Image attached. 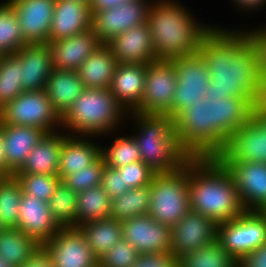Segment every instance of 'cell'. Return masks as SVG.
<instances>
[{
	"mask_svg": "<svg viewBox=\"0 0 266 267\" xmlns=\"http://www.w3.org/2000/svg\"><path fill=\"white\" fill-rule=\"evenodd\" d=\"M198 52L206 62L211 79L206 97H249L257 105L266 99L257 50L247 32L214 28L204 38Z\"/></svg>",
	"mask_w": 266,
	"mask_h": 267,
	"instance_id": "cell-1",
	"label": "cell"
},
{
	"mask_svg": "<svg viewBox=\"0 0 266 267\" xmlns=\"http://www.w3.org/2000/svg\"><path fill=\"white\" fill-rule=\"evenodd\" d=\"M188 186L190 210L217 224L235 219L245 211L233 177L216 157L188 161Z\"/></svg>",
	"mask_w": 266,
	"mask_h": 267,
	"instance_id": "cell-2",
	"label": "cell"
},
{
	"mask_svg": "<svg viewBox=\"0 0 266 267\" xmlns=\"http://www.w3.org/2000/svg\"><path fill=\"white\" fill-rule=\"evenodd\" d=\"M176 3L159 0L149 8L147 24L158 59L197 53L204 38L214 29L197 24L187 9Z\"/></svg>",
	"mask_w": 266,
	"mask_h": 267,
	"instance_id": "cell-3",
	"label": "cell"
},
{
	"mask_svg": "<svg viewBox=\"0 0 266 267\" xmlns=\"http://www.w3.org/2000/svg\"><path fill=\"white\" fill-rule=\"evenodd\" d=\"M139 122L137 141L141 160L155 173L180 170L192 158L180 145L173 130V118L167 114L131 112Z\"/></svg>",
	"mask_w": 266,
	"mask_h": 267,
	"instance_id": "cell-4",
	"label": "cell"
},
{
	"mask_svg": "<svg viewBox=\"0 0 266 267\" xmlns=\"http://www.w3.org/2000/svg\"><path fill=\"white\" fill-rule=\"evenodd\" d=\"M126 113L110 88H85L61 117V126L93 136L111 131Z\"/></svg>",
	"mask_w": 266,
	"mask_h": 267,
	"instance_id": "cell-5",
	"label": "cell"
},
{
	"mask_svg": "<svg viewBox=\"0 0 266 267\" xmlns=\"http://www.w3.org/2000/svg\"><path fill=\"white\" fill-rule=\"evenodd\" d=\"M173 130L192 158L216 157L227 143L213 129L212 102L206 97L177 113L173 117Z\"/></svg>",
	"mask_w": 266,
	"mask_h": 267,
	"instance_id": "cell-6",
	"label": "cell"
},
{
	"mask_svg": "<svg viewBox=\"0 0 266 267\" xmlns=\"http://www.w3.org/2000/svg\"><path fill=\"white\" fill-rule=\"evenodd\" d=\"M148 215L171 228L190 210L188 162L172 173L155 174Z\"/></svg>",
	"mask_w": 266,
	"mask_h": 267,
	"instance_id": "cell-7",
	"label": "cell"
},
{
	"mask_svg": "<svg viewBox=\"0 0 266 267\" xmlns=\"http://www.w3.org/2000/svg\"><path fill=\"white\" fill-rule=\"evenodd\" d=\"M0 122L14 126L40 128L55 132L61 117L53 109L45 90L24 91L0 109ZM60 124V125H59Z\"/></svg>",
	"mask_w": 266,
	"mask_h": 267,
	"instance_id": "cell-8",
	"label": "cell"
},
{
	"mask_svg": "<svg viewBox=\"0 0 266 267\" xmlns=\"http://www.w3.org/2000/svg\"><path fill=\"white\" fill-rule=\"evenodd\" d=\"M217 240L239 262L266 243V213L245 210L237 218L218 224Z\"/></svg>",
	"mask_w": 266,
	"mask_h": 267,
	"instance_id": "cell-9",
	"label": "cell"
},
{
	"mask_svg": "<svg viewBox=\"0 0 266 267\" xmlns=\"http://www.w3.org/2000/svg\"><path fill=\"white\" fill-rule=\"evenodd\" d=\"M176 68L177 87L173 106L167 113L173 118L186 107L206 97V90L211 79L209 69L202 55L197 52L192 55L170 59Z\"/></svg>",
	"mask_w": 266,
	"mask_h": 267,
	"instance_id": "cell-10",
	"label": "cell"
},
{
	"mask_svg": "<svg viewBox=\"0 0 266 267\" xmlns=\"http://www.w3.org/2000/svg\"><path fill=\"white\" fill-rule=\"evenodd\" d=\"M176 80V68L171 60L159 59L147 64L143 97L133 111L167 114L173 106Z\"/></svg>",
	"mask_w": 266,
	"mask_h": 267,
	"instance_id": "cell-11",
	"label": "cell"
},
{
	"mask_svg": "<svg viewBox=\"0 0 266 267\" xmlns=\"http://www.w3.org/2000/svg\"><path fill=\"white\" fill-rule=\"evenodd\" d=\"M42 248L53 267H98V259L80 228L62 227Z\"/></svg>",
	"mask_w": 266,
	"mask_h": 267,
	"instance_id": "cell-12",
	"label": "cell"
},
{
	"mask_svg": "<svg viewBox=\"0 0 266 267\" xmlns=\"http://www.w3.org/2000/svg\"><path fill=\"white\" fill-rule=\"evenodd\" d=\"M151 3L145 0H129L109 9L93 13L92 28L101 43H108L131 27L147 22Z\"/></svg>",
	"mask_w": 266,
	"mask_h": 267,
	"instance_id": "cell-13",
	"label": "cell"
},
{
	"mask_svg": "<svg viewBox=\"0 0 266 267\" xmlns=\"http://www.w3.org/2000/svg\"><path fill=\"white\" fill-rule=\"evenodd\" d=\"M122 238L139 254L171 252L172 228L154 220L148 214L121 222Z\"/></svg>",
	"mask_w": 266,
	"mask_h": 267,
	"instance_id": "cell-14",
	"label": "cell"
},
{
	"mask_svg": "<svg viewBox=\"0 0 266 267\" xmlns=\"http://www.w3.org/2000/svg\"><path fill=\"white\" fill-rule=\"evenodd\" d=\"M218 224L199 212L189 210L172 227L171 253L179 257L217 240Z\"/></svg>",
	"mask_w": 266,
	"mask_h": 267,
	"instance_id": "cell-15",
	"label": "cell"
},
{
	"mask_svg": "<svg viewBox=\"0 0 266 267\" xmlns=\"http://www.w3.org/2000/svg\"><path fill=\"white\" fill-rule=\"evenodd\" d=\"M216 158L221 163H266V129L253 117L228 138Z\"/></svg>",
	"mask_w": 266,
	"mask_h": 267,
	"instance_id": "cell-16",
	"label": "cell"
},
{
	"mask_svg": "<svg viewBox=\"0 0 266 267\" xmlns=\"http://www.w3.org/2000/svg\"><path fill=\"white\" fill-rule=\"evenodd\" d=\"M229 171L245 210L266 209V163H222Z\"/></svg>",
	"mask_w": 266,
	"mask_h": 267,
	"instance_id": "cell-17",
	"label": "cell"
},
{
	"mask_svg": "<svg viewBox=\"0 0 266 267\" xmlns=\"http://www.w3.org/2000/svg\"><path fill=\"white\" fill-rule=\"evenodd\" d=\"M21 26L28 44L47 43L51 31L55 0H7Z\"/></svg>",
	"mask_w": 266,
	"mask_h": 267,
	"instance_id": "cell-18",
	"label": "cell"
},
{
	"mask_svg": "<svg viewBox=\"0 0 266 267\" xmlns=\"http://www.w3.org/2000/svg\"><path fill=\"white\" fill-rule=\"evenodd\" d=\"M212 102L213 129L227 142L240 127L250 122L257 104L249 97H206Z\"/></svg>",
	"mask_w": 266,
	"mask_h": 267,
	"instance_id": "cell-19",
	"label": "cell"
},
{
	"mask_svg": "<svg viewBox=\"0 0 266 267\" xmlns=\"http://www.w3.org/2000/svg\"><path fill=\"white\" fill-rule=\"evenodd\" d=\"M17 228L42 246L62 227L53 218L48 203L22 193Z\"/></svg>",
	"mask_w": 266,
	"mask_h": 267,
	"instance_id": "cell-20",
	"label": "cell"
},
{
	"mask_svg": "<svg viewBox=\"0 0 266 267\" xmlns=\"http://www.w3.org/2000/svg\"><path fill=\"white\" fill-rule=\"evenodd\" d=\"M107 44L118 63L147 65L159 60L154 52L147 22L118 34Z\"/></svg>",
	"mask_w": 266,
	"mask_h": 267,
	"instance_id": "cell-21",
	"label": "cell"
},
{
	"mask_svg": "<svg viewBox=\"0 0 266 267\" xmlns=\"http://www.w3.org/2000/svg\"><path fill=\"white\" fill-rule=\"evenodd\" d=\"M90 2L83 0H55L49 41L69 38L92 28Z\"/></svg>",
	"mask_w": 266,
	"mask_h": 267,
	"instance_id": "cell-22",
	"label": "cell"
},
{
	"mask_svg": "<svg viewBox=\"0 0 266 267\" xmlns=\"http://www.w3.org/2000/svg\"><path fill=\"white\" fill-rule=\"evenodd\" d=\"M47 44L55 69L76 71L102 43L90 28L69 38L48 41Z\"/></svg>",
	"mask_w": 266,
	"mask_h": 267,
	"instance_id": "cell-23",
	"label": "cell"
},
{
	"mask_svg": "<svg viewBox=\"0 0 266 267\" xmlns=\"http://www.w3.org/2000/svg\"><path fill=\"white\" fill-rule=\"evenodd\" d=\"M21 61V84L24 91L44 90L54 70L47 43L27 44L15 53Z\"/></svg>",
	"mask_w": 266,
	"mask_h": 267,
	"instance_id": "cell-24",
	"label": "cell"
},
{
	"mask_svg": "<svg viewBox=\"0 0 266 267\" xmlns=\"http://www.w3.org/2000/svg\"><path fill=\"white\" fill-rule=\"evenodd\" d=\"M5 160L7 167L16 173L24 164L28 154L46 132L40 128L2 124Z\"/></svg>",
	"mask_w": 266,
	"mask_h": 267,
	"instance_id": "cell-25",
	"label": "cell"
},
{
	"mask_svg": "<svg viewBox=\"0 0 266 267\" xmlns=\"http://www.w3.org/2000/svg\"><path fill=\"white\" fill-rule=\"evenodd\" d=\"M146 78V65L118 63L110 85L113 96L127 108L133 111L143 97Z\"/></svg>",
	"mask_w": 266,
	"mask_h": 267,
	"instance_id": "cell-26",
	"label": "cell"
},
{
	"mask_svg": "<svg viewBox=\"0 0 266 267\" xmlns=\"http://www.w3.org/2000/svg\"><path fill=\"white\" fill-rule=\"evenodd\" d=\"M117 66L110 46L102 43L76 71L85 88H110Z\"/></svg>",
	"mask_w": 266,
	"mask_h": 267,
	"instance_id": "cell-27",
	"label": "cell"
},
{
	"mask_svg": "<svg viewBox=\"0 0 266 267\" xmlns=\"http://www.w3.org/2000/svg\"><path fill=\"white\" fill-rule=\"evenodd\" d=\"M58 134L46 133L16 173L58 175L61 146L66 136Z\"/></svg>",
	"mask_w": 266,
	"mask_h": 267,
	"instance_id": "cell-28",
	"label": "cell"
},
{
	"mask_svg": "<svg viewBox=\"0 0 266 267\" xmlns=\"http://www.w3.org/2000/svg\"><path fill=\"white\" fill-rule=\"evenodd\" d=\"M84 89L77 71L54 68L44 90L53 109L62 117Z\"/></svg>",
	"mask_w": 266,
	"mask_h": 267,
	"instance_id": "cell-29",
	"label": "cell"
},
{
	"mask_svg": "<svg viewBox=\"0 0 266 267\" xmlns=\"http://www.w3.org/2000/svg\"><path fill=\"white\" fill-rule=\"evenodd\" d=\"M101 149L99 145L96 146L85 138L77 139V136L66 134L60 152L59 178L62 180L78 170L86 169V166L91 165L101 155Z\"/></svg>",
	"mask_w": 266,
	"mask_h": 267,
	"instance_id": "cell-30",
	"label": "cell"
},
{
	"mask_svg": "<svg viewBox=\"0 0 266 267\" xmlns=\"http://www.w3.org/2000/svg\"><path fill=\"white\" fill-rule=\"evenodd\" d=\"M42 246L16 227L0 231V258L11 267H22Z\"/></svg>",
	"mask_w": 266,
	"mask_h": 267,
	"instance_id": "cell-31",
	"label": "cell"
},
{
	"mask_svg": "<svg viewBox=\"0 0 266 267\" xmlns=\"http://www.w3.org/2000/svg\"><path fill=\"white\" fill-rule=\"evenodd\" d=\"M79 228L98 260L123 237L121 222L113 218L92 221Z\"/></svg>",
	"mask_w": 266,
	"mask_h": 267,
	"instance_id": "cell-32",
	"label": "cell"
},
{
	"mask_svg": "<svg viewBox=\"0 0 266 267\" xmlns=\"http://www.w3.org/2000/svg\"><path fill=\"white\" fill-rule=\"evenodd\" d=\"M111 201L101 185L77 193L76 227L110 218Z\"/></svg>",
	"mask_w": 266,
	"mask_h": 267,
	"instance_id": "cell-33",
	"label": "cell"
},
{
	"mask_svg": "<svg viewBox=\"0 0 266 267\" xmlns=\"http://www.w3.org/2000/svg\"><path fill=\"white\" fill-rule=\"evenodd\" d=\"M151 201L150 185L131 188L111 201L110 218L117 221L142 216L149 213Z\"/></svg>",
	"mask_w": 266,
	"mask_h": 267,
	"instance_id": "cell-34",
	"label": "cell"
},
{
	"mask_svg": "<svg viewBox=\"0 0 266 267\" xmlns=\"http://www.w3.org/2000/svg\"><path fill=\"white\" fill-rule=\"evenodd\" d=\"M238 263L218 240L177 259V267H239Z\"/></svg>",
	"mask_w": 266,
	"mask_h": 267,
	"instance_id": "cell-35",
	"label": "cell"
},
{
	"mask_svg": "<svg viewBox=\"0 0 266 267\" xmlns=\"http://www.w3.org/2000/svg\"><path fill=\"white\" fill-rule=\"evenodd\" d=\"M24 92L21 61L15 54L0 55V109Z\"/></svg>",
	"mask_w": 266,
	"mask_h": 267,
	"instance_id": "cell-36",
	"label": "cell"
},
{
	"mask_svg": "<svg viewBox=\"0 0 266 267\" xmlns=\"http://www.w3.org/2000/svg\"><path fill=\"white\" fill-rule=\"evenodd\" d=\"M27 44L12 6L8 2L0 4V54H15Z\"/></svg>",
	"mask_w": 266,
	"mask_h": 267,
	"instance_id": "cell-37",
	"label": "cell"
},
{
	"mask_svg": "<svg viewBox=\"0 0 266 267\" xmlns=\"http://www.w3.org/2000/svg\"><path fill=\"white\" fill-rule=\"evenodd\" d=\"M21 195V186L14 176L0 178V223L4 228H17Z\"/></svg>",
	"mask_w": 266,
	"mask_h": 267,
	"instance_id": "cell-38",
	"label": "cell"
},
{
	"mask_svg": "<svg viewBox=\"0 0 266 267\" xmlns=\"http://www.w3.org/2000/svg\"><path fill=\"white\" fill-rule=\"evenodd\" d=\"M77 193L60 182L48 201L53 218L61 227H76Z\"/></svg>",
	"mask_w": 266,
	"mask_h": 267,
	"instance_id": "cell-39",
	"label": "cell"
},
{
	"mask_svg": "<svg viewBox=\"0 0 266 267\" xmlns=\"http://www.w3.org/2000/svg\"><path fill=\"white\" fill-rule=\"evenodd\" d=\"M105 165L110 168H121L136 161H142L137 141L134 137H119L108 150L101 149Z\"/></svg>",
	"mask_w": 266,
	"mask_h": 267,
	"instance_id": "cell-40",
	"label": "cell"
},
{
	"mask_svg": "<svg viewBox=\"0 0 266 267\" xmlns=\"http://www.w3.org/2000/svg\"><path fill=\"white\" fill-rule=\"evenodd\" d=\"M13 176L19 182L22 193L32 195L46 203L61 182L58 175L14 173Z\"/></svg>",
	"mask_w": 266,
	"mask_h": 267,
	"instance_id": "cell-41",
	"label": "cell"
},
{
	"mask_svg": "<svg viewBox=\"0 0 266 267\" xmlns=\"http://www.w3.org/2000/svg\"><path fill=\"white\" fill-rule=\"evenodd\" d=\"M104 167L105 162L100 155L91 165L86 166V169L78 170L64 177L61 182L76 193L88 190L101 185Z\"/></svg>",
	"mask_w": 266,
	"mask_h": 267,
	"instance_id": "cell-42",
	"label": "cell"
},
{
	"mask_svg": "<svg viewBox=\"0 0 266 267\" xmlns=\"http://www.w3.org/2000/svg\"><path fill=\"white\" fill-rule=\"evenodd\" d=\"M139 252L123 238L98 260L99 267H133Z\"/></svg>",
	"mask_w": 266,
	"mask_h": 267,
	"instance_id": "cell-43",
	"label": "cell"
},
{
	"mask_svg": "<svg viewBox=\"0 0 266 267\" xmlns=\"http://www.w3.org/2000/svg\"><path fill=\"white\" fill-rule=\"evenodd\" d=\"M122 175L125 185L131 188L150 185L155 173L143 162L136 161L121 168H117Z\"/></svg>",
	"mask_w": 266,
	"mask_h": 267,
	"instance_id": "cell-44",
	"label": "cell"
},
{
	"mask_svg": "<svg viewBox=\"0 0 266 267\" xmlns=\"http://www.w3.org/2000/svg\"><path fill=\"white\" fill-rule=\"evenodd\" d=\"M101 186L111 199L123 195L129 190L124 183L122 175H119V171L106 165L102 173Z\"/></svg>",
	"mask_w": 266,
	"mask_h": 267,
	"instance_id": "cell-45",
	"label": "cell"
},
{
	"mask_svg": "<svg viewBox=\"0 0 266 267\" xmlns=\"http://www.w3.org/2000/svg\"><path fill=\"white\" fill-rule=\"evenodd\" d=\"M247 34L257 50L260 78L266 86V28L251 33L248 31Z\"/></svg>",
	"mask_w": 266,
	"mask_h": 267,
	"instance_id": "cell-46",
	"label": "cell"
},
{
	"mask_svg": "<svg viewBox=\"0 0 266 267\" xmlns=\"http://www.w3.org/2000/svg\"><path fill=\"white\" fill-rule=\"evenodd\" d=\"M133 267H177V258L171 252L140 254Z\"/></svg>",
	"mask_w": 266,
	"mask_h": 267,
	"instance_id": "cell-47",
	"label": "cell"
},
{
	"mask_svg": "<svg viewBox=\"0 0 266 267\" xmlns=\"http://www.w3.org/2000/svg\"><path fill=\"white\" fill-rule=\"evenodd\" d=\"M238 265L239 267H266V243L245 255Z\"/></svg>",
	"mask_w": 266,
	"mask_h": 267,
	"instance_id": "cell-48",
	"label": "cell"
},
{
	"mask_svg": "<svg viewBox=\"0 0 266 267\" xmlns=\"http://www.w3.org/2000/svg\"><path fill=\"white\" fill-rule=\"evenodd\" d=\"M22 267H53V264L48 254L41 248Z\"/></svg>",
	"mask_w": 266,
	"mask_h": 267,
	"instance_id": "cell-49",
	"label": "cell"
},
{
	"mask_svg": "<svg viewBox=\"0 0 266 267\" xmlns=\"http://www.w3.org/2000/svg\"><path fill=\"white\" fill-rule=\"evenodd\" d=\"M129 0H91L90 7L92 14L102 9H109Z\"/></svg>",
	"mask_w": 266,
	"mask_h": 267,
	"instance_id": "cell-50",
	"label": "cell"
},
{
	"mask_svg": "<svg viewBox=\"0 0 266 267\" xmlns=\"http://www.w3.org/2000/svg\"><path fill=\"white\" fill-rule=\"evenodd\" d=\"M13 174L14 173L6 165L3 133L0 130V177H11Z\"/></svg>",
	"mask_w": 266,
	"mask_h": 267,
	"instance_id": "cell-51",
	"label": "cell"
},
{
	"mask_svg": "<svg viewBox=\"0 0 266 267\" xmlns=\"http://www.w3.org/2000/svg\"><path fill=\"white\" fill-rule=\"evenodd\" d=\"M253 117L266 129V99L256 106Z\"/></svg>",
	"mask_w": 266,
	"mask_h": 267,
	"instance_id": "cell-52",
	"label": "cell"
},
{
	"mask_svg": "<svg viewBox=\"0 0 266 267\" xmlns=\"http://www.w3.org/2000/svg\"><path fill=\"white\" fill-rule=\"evenodd\" d=\"M241 8H251L257 9V7L262 6L266 0H233Z\"/></svg>",
	"mask_w": 266,
	"mask_h": 267,
	"instance_id": "cell-53",
	"label": "cell"
},
{
	"mask_svg": "<svg viewBox=\"0 0 266 267\" xmlns=\"http://www.w3.org/2000/svg\"><path fill=\"white\" fill-rule=\"evenodd\" d=\"M0 267H11L3 259L0 258Z\"/></svg>",
	"mask_w": 266,
	"mask_h": 267,
	"instance_id": "cell-54",
	"label": "cell"
},
{
	"mask_svg": "<svg viewBox=\"0 0 266 267\" xmlns=\"http://www.w3.org/2000/svg\"><path fill=\"white\" fill-rule=\"evenodd\" d=\"M3 228H4L3 225L0 223V231H1Z\"/></svg>",
	"mask_w": 266,
	"mask_h": 267,
	"instance_id": "cell-55",
	"label": "cell"
}]
</instances>
